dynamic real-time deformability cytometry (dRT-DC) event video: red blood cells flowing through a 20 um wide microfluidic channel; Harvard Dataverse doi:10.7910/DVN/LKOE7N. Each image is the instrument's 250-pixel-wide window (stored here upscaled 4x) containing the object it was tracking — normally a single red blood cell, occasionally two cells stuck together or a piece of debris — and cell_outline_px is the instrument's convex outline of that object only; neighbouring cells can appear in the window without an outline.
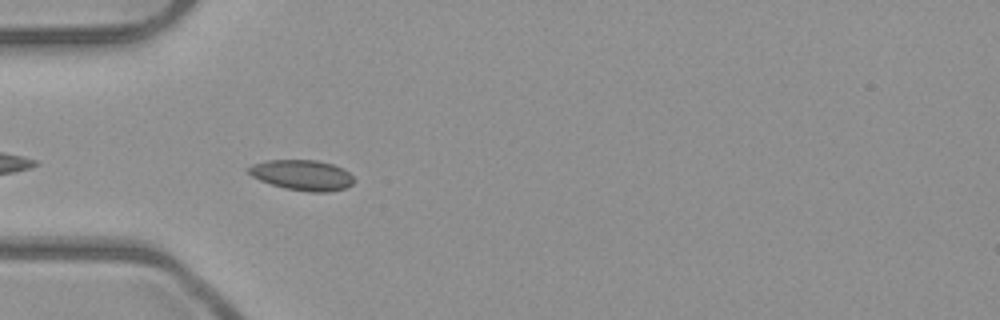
{"species": "common noctule bat (a hibernating species)", "species_latin": "Nyctalus noctula", "temperature_condition": "room temperature", "stored_images_in_passage": 5, "camera_frame_rate_fps": 3000, "um_per_image_px": 0.085, "animal": {"sex": "male", "body_mass_g": 23.1, "forearm_length_mm": 52.7}, "frame": {"image": 1, "passage_image": 5, "time_ms": 1.333, "image_size_px": [1000, 320], "cell_outline_px": [[356, 180], [352, 184], [344, 188], [328, 192], [308, 192], [284, 188], [260, 180], [252, 176], [244, 168], [252, 164], [268, 160], [316, 160], [332, 164], [348, 172]], "centroid_in_image_um": [25.66, 14.88], "position_along_channel_um": 59.3, "area_um2": 18.67}}